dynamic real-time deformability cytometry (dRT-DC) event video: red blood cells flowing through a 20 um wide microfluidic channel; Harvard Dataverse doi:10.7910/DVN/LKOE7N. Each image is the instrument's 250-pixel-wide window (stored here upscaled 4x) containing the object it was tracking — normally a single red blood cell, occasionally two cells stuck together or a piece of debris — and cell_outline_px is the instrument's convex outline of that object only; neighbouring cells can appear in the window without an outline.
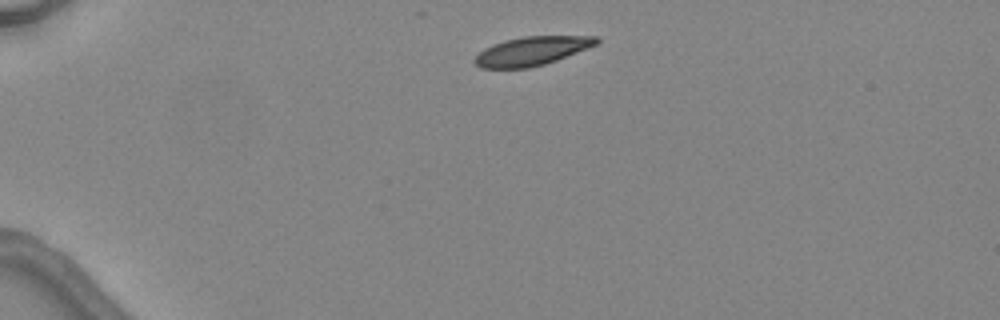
{"species": "common noctule bat (a hibernating species)", "species_latin": "Nyctalus noctula", "temperature_condition": "warm", "stored_images_in_passage": 2, "camera_frame_rate_fps": 3000, "um_per_image_px": 0.085, "animal": {"sex": "female", "body_mass_g": 24.6, "forearm_length_mm": 56.2}, "frame": {"image": 1, "passage_image": 1, "time_ms": 0.0, "image_size_px": [1000, 320], "cell_outline_px": [[600, 40], [596, 44], [588, 48], [556, 60], [544, 64], [528, 68], [480, 68], [472, 60], [484, 48], [492, 44], [504, 40], [524, 36], [596, 36]], "centroid_in_image_um": [45.17, 4.33], "position_along_channel_um": 39.8, "area_um2": 20.35}}